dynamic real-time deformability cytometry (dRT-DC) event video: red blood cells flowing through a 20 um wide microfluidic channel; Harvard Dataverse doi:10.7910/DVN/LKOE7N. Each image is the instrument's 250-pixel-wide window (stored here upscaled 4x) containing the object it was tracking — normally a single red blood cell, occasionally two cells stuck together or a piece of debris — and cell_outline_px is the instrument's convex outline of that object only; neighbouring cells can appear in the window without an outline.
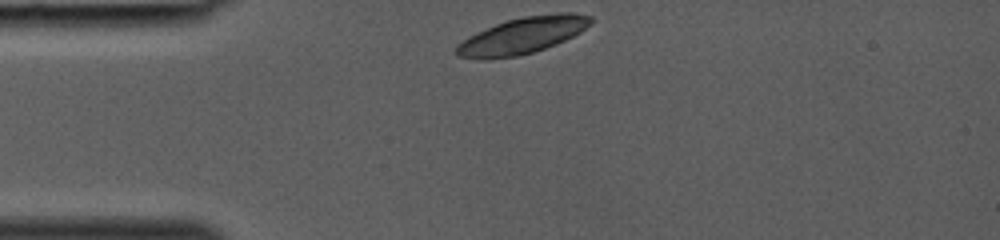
{"species": "common noctule bat (a hibernating species)", "species_latin": "Nyctalus noctula", "temperature_condition": "room temperature", "stored_images_in_passage": 2, "camera_frame_rate_fps": 3000, "um_per_image_px": 0.085, "animal": {"sex": "female", "body_mass_g": 19.0, "forearm_length_mm": 53.3}, "frame": {"image": 1, "passage_image": 1, "time_ms": 0.0, "image_size_px": [1000, 240], "cell_outline_px": [[592, 20], [580, 32], [556, 44], [532, 52], [516, 56], [492, 60], [480, 60], [456, 56], [456, 44], [476, 32], [496, 24], [508, 20], [524, 16], [560, 12], [572, 12], [592, 16]], "centroid_in_image_um": [44.35, 3.03], "position_along_channel_um": 40.6, "area_um2": 28.5}}